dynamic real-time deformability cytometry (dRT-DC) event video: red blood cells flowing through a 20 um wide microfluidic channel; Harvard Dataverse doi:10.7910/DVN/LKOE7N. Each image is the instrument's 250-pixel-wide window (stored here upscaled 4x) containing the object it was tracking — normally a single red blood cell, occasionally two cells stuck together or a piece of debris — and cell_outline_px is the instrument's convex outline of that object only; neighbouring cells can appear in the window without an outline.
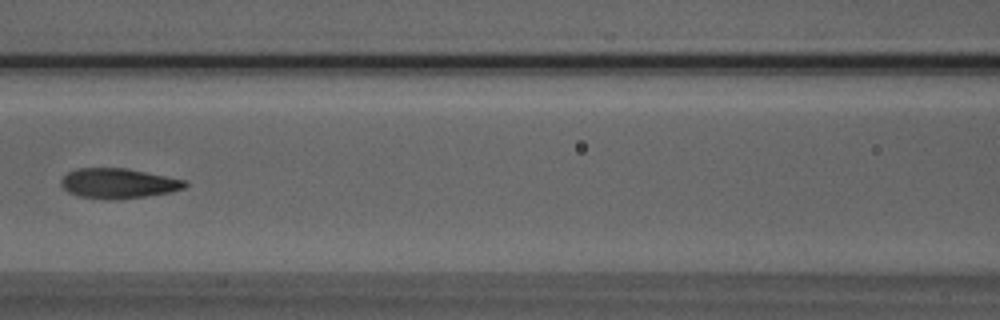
{"species": "Egyptian fruit bat (a non-hibernating species)", "species_latin": "Rousettus aegyptiacus", "temperature_condition": "room temperature", "stored_images_in_passage": 6, "camera_frame_rate_fps": 3000, "um_per_image_px": 0.085, "animal": {"sex": "male"}, "frame": {"image": 1, "passage_image": 6, "time_ms": 6.0, "image_size_px": [1000, 320], "cell_outline_px": [[188, 184], [184, 188], [172, 192], [148, 196], [116, 200], [104, 200], [80, 196], [68, 192], [60, 184], [60, 180], [68, 172], [76, 168], [128, 168], [188, 180]], "centroid_in_image_um": [10.09, 15.59], "position_along_channel_um": 156.5, "area_um2": 22.08}}